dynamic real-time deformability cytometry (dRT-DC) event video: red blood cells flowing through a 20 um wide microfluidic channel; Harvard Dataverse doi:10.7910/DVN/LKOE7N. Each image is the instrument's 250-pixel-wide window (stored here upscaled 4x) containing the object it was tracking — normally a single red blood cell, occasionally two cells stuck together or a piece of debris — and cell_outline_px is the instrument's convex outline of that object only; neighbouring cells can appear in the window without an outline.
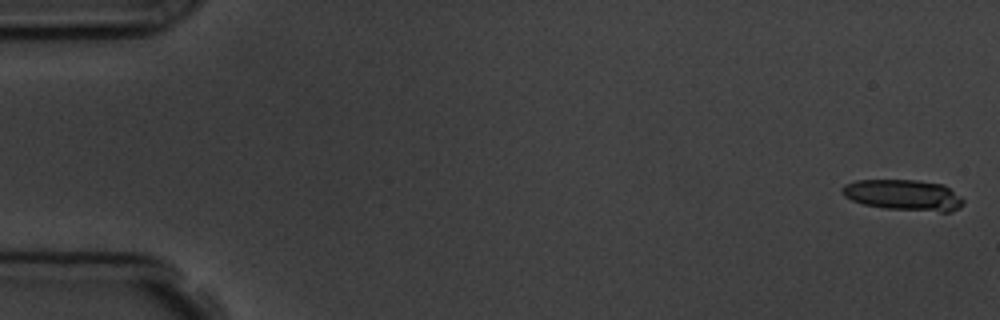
{"species": "common noctule bat (a hibernating species)", "species_latin": "Nyctalus noctula", "temperature_condition": "room temperature", "stored_images_in_passage": 3, "camera_frame_rate_fps": 3000, "um_per_image_px": 0.085, "animal": {"sex": "male", "body_mass_g": 19.5, "forearm_length_mm": 54.6}, "frame": {"image": 1, "passage_image": 1, "time_ms": 0.0, "image_size_px": [1000, 320], "cell_outline_px": [[964, 204], [960, 208], [952, 212], [940, 212], [884, 208], [864, 204], [852, 200], [844, 196], [840, 192], [840, 188], [844, 184], [856, 180], [916, 180], [944, 184], [960, 196], [964, 200]], "centroid_in_image_um": [76.81, 16.58], "position_along_channel_um": 8.2, "area_um2": 22.08}}